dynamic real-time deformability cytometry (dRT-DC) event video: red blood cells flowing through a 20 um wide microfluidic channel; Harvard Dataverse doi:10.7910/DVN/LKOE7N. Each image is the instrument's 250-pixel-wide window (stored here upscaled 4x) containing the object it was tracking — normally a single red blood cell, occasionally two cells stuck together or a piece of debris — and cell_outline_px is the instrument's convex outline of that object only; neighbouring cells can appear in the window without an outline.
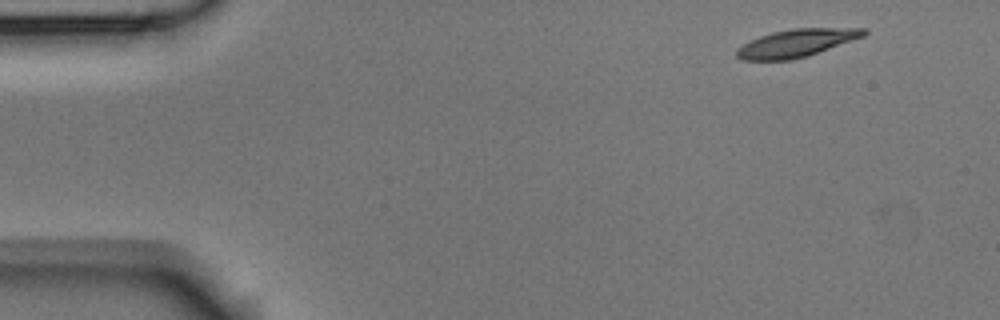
{"species": "Egyptian fruit bat (a non-hibernating species)", "species_latin": "Rousettus aegyptiacus", "temperature_condition": "room temperature", "stored_images_in_passage": 4, "camera_frame_rate_fps": 3000, "um_per_image_px": 0.085, "animal": {"sex": "male"}, "frame": {"image": 1, "passage_image": 1, "time_ms": 0.0, "image_size_px": [1000, 320], "cell_outline_px": [[868, 32], [864, 36], [808, 56], [792, 60], [740, 60], [736, 56], [736, 48], [760, 36], [772, 32], [792, 28], [868, 28]], "centroid_in_image_um": [67.7, 3.66], "position_along_channel_um": 17.3, "area_um2": 20.58}}
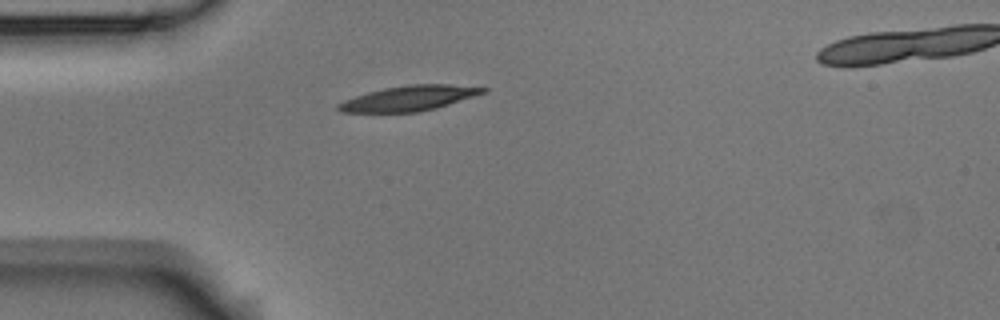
{"frame": {"image": 2, "passage_image": 3, "time_ms": 3.333, "image_size_px": [1000, 320], "cell_outline_px": [[488, 92], [436, 108], [416, 112], [340, 112], [336, 108], [336, 104], [344, 100], [368, 92], [384, 88], [408, 84], [448, 84], [488, 88]], "centroid_in_image_um": [34.77, 8.35], "position_along_channel_um": 50.2, "area_um2": 21.15}}